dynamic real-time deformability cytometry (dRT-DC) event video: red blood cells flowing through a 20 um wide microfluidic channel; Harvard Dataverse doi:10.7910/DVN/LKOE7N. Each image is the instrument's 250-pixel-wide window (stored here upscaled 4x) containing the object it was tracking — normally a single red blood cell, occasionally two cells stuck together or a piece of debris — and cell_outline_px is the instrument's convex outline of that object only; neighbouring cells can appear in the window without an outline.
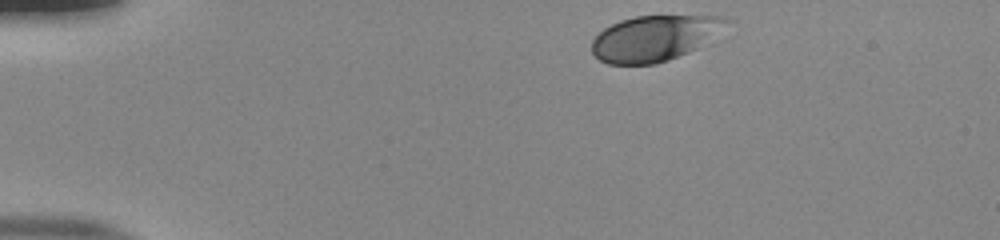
{"species": "human", "species_latin": "Homo sapiens", "temperature_condition": "room temperature", "stored_images_in_passage": 37, "camera_frame_rate_fps": 3000, "um_per_image_px": 0.085, "donor": {"sex": "male"}, "frame": {"image": 1, "passage_image": 1, "time_ms": 0.0, "image_size_px": [1000, 240], "cell_outline_px": [[728, 20], [696, 48], [688, 52], [668, 60], [656, 64], [608, 64], [600, 60], [592, 52], [592, 40], [604, 28], [620, 20], [636, 16], [724, 16]], "centroid_in_image_um": [55.5, 3.25], "position_along_channel_um": 29.5, "area_um2": 34.74}}
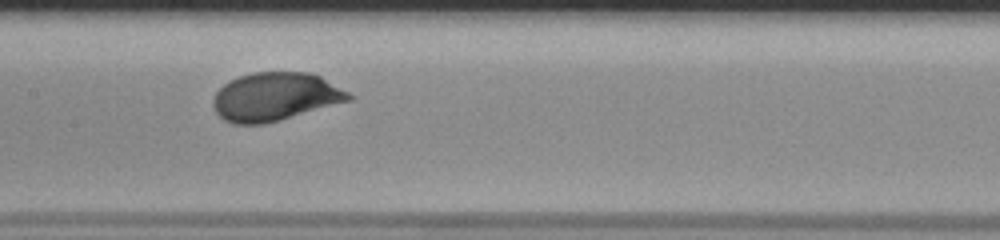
{"frame": {"image": 2, "passage_image": 19, "time_ms": 6.0, "image_size_px": [1000, 240], "cell_outline_px": [[352, 100], [280, 120], [264, 124], [232, 124], [224, 120], [212, 108], [212, 100], [216, 92], [224, 84], [240, 76], [252, 72], [308, 72], [320, 76], [348, 92], [352, 96]], "centroid_in_image_um": [23.37, 8.23], "position_along_channel_um": 184.0, "area_um2": 38.15}}
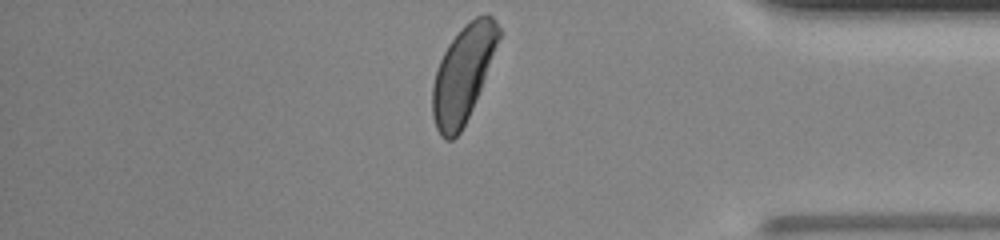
{"frame": {"image": 3, "passage_image": 37, "time_ms": 12.0, "image_size_px": [1000, 240], "cell_outline_px": [[500, 36], [480, 88], [472, 108], [460, 132], [452, 140], [444, 140], [440, 136], [436, 128], [432, 116], [432, 84], [440, 60], [448, 44], [460, 28], [464, 24], [476, 16], [492, 16], [496, 20], [500, 28]], "centroid_in_image_um": [39.32, 6.29], "position_along_channel_um": 395.9, "area_um2": 36.47}, "authors_computed_cell_mechanics": {"area_um2": 37.2232, "velocity_mm_per_s": 3.8802, "shape_relaxation_time_tau1_ms": 2.0904, "shape_relaxation_time_tau2_ms": null, "deformation_change_tau1": 0.125, "deformation_change_tau2": null}}